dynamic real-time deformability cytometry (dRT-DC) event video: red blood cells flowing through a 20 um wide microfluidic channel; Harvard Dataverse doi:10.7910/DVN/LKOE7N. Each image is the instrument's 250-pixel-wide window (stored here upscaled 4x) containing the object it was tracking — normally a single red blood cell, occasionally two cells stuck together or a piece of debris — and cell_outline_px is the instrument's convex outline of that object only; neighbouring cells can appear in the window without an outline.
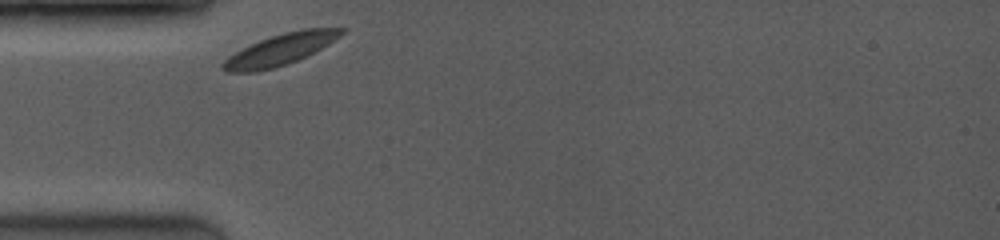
{"species": "common noctule bat (a hibernating species)", "species_latin": "Nyctalus noctula", "temperature_condition": "room temperature", "stored_images_in_passage": 10, "camera_frame_rate_fps": 3500, "um_per_image_px": 0.085, "animal": {"sex": "female", "body_mass_g": 19.0, "forearm_length_mm": 53.3}, "frame": {"image": 1, "passage_image": 1, "time_ms": 0.0, "image_size_px": [1000, 240], "cell_outline_px": [[348, 28], [340, 36], [328, 44], [288, 64], [256, 72], [228, 72], [220, 68], [220, 64], [228, 56], [260, 40], [284, 32], [304, 28]], "centroid_in_image_um": [23.8, 4.21], "position_along_channel_um": 61.2, "area_um2": 21.21}}
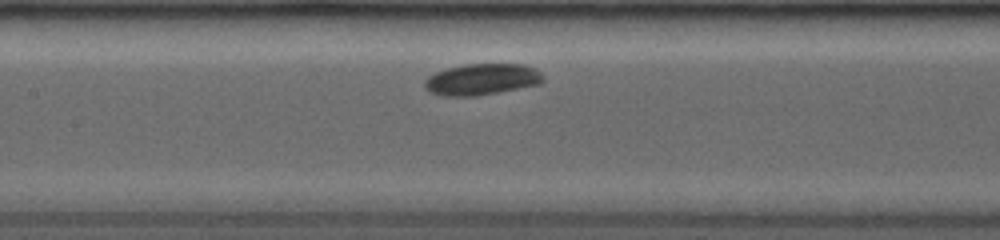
{"frame": {"image": 2, "passage_image": 7, "time_ms": 2.857, "image_size_px": [1000, 240], "cell_outline_px": [[544, 80], [540, 84], [476, 96], [444, 96], [432, 92], [424, 88], [424, 80], [428, 76], [436, 72], [448, 68], [464, 64], [524, 64], [536, 68], [544, 76]], "centroid_in_image_um": [40.97, 6.74], "position_along_channel_um": 166.4, "area_um2": 21.68}}
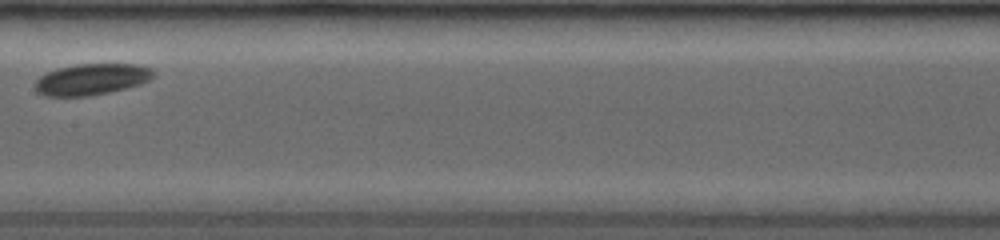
{"frame": {"image": 3, "passage_image": 9, "time_ms": 3.714, "image_size_px": [1000, 240], "cell_outline_px": [[156, 72], [148, 80], [140, 84], [108, 92], [88, 96], [44, 96], [36, 88], [36, 80], [40, 76], [56, 68], [76, 64], [140, 64], [152, 68]], "centroid_in_image_um": [7.81, 6.72], "position_along_channel_um": 199.6, "area_um2": 21.44}}